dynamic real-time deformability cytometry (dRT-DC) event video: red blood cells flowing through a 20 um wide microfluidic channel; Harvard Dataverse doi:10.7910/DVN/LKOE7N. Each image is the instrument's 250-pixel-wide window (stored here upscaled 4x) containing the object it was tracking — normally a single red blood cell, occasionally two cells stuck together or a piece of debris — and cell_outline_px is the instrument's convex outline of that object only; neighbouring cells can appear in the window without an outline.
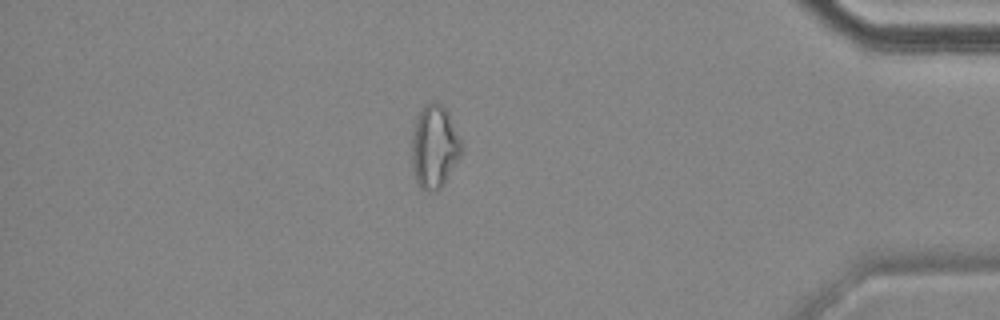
{"species": "common noctule bat (a hibernating species)", "species_latin": "Nyctalus noctula", "temperature_condition": "cold", "stored_images_in_passage": 16, "camera_frame_rate_fps": 3000, "um_per_image_px": 0.085, "animal": {"sex": "female", "body_mass_g": 18.4}, "frame": {"image": 1, "passage_image": 14, "time_ms": 20.667, "image_size_px": [1000, 320], "cell_outline_px": [[460, 156], [444, 184], [440, 188], [428, 192], [420, 188], [412, 172], [412, 132], [416, 120], [424, 104], [432, 100], [436, 100], [448, 112], [460, 140]], "centroid_in_image_um": [36.89, 12.47], "position_along_channel_um": 398.3, "area_um2": 23.87}}